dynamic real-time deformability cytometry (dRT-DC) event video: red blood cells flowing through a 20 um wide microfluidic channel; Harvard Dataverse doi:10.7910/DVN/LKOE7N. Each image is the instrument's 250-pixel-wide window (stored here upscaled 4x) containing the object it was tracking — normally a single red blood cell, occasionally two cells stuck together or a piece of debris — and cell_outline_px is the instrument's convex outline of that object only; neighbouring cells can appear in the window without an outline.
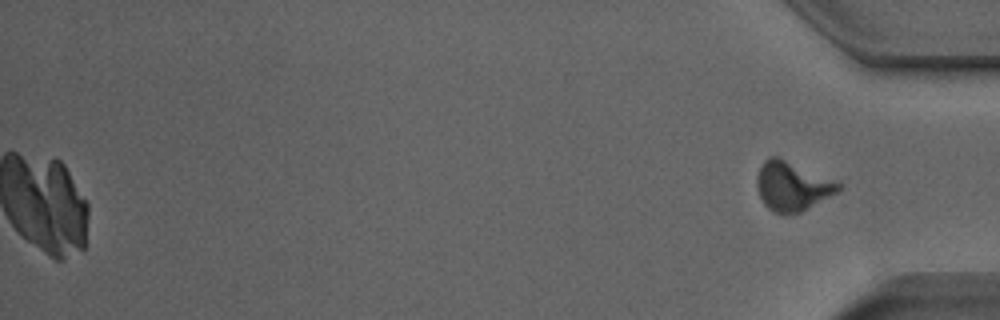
{"species": "Egyptian fruit bat (a non-hibernating species)", "species_latin": "Rousettus aegyptiacus", "temperature_condition": "room temperature", "stored_images_in_passage": 52, "camera_frame_rate_fps": 3000, "um_per_image_px": 0.085, "animal": {"sex": "male"}, "frame": {"image": 1, "passage_image": 52, "time_ms": 17.0, "image_size_px": [1000, 320], "cell_outline_px": [[844, 184], [836, 192], [800, 212], [772, 212], [764, 204], [760, 196], [756, 184], [756, 180], [760, 168], [764, 160], [768, 156], [780, 156]], "centroid_in_image_um": [67.32, 15.77], "position_along_channel_um": 367.9, "area_um2": 23.12}}